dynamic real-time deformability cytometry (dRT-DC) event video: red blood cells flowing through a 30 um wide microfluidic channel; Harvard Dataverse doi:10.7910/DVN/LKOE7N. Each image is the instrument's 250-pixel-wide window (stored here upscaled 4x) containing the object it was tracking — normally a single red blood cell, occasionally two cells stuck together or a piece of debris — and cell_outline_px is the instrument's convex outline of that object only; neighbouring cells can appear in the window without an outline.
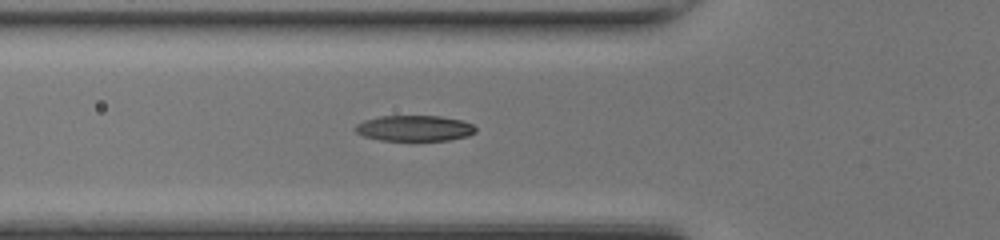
{"species": "common noctule bat (a hibernating species)", "species_latin": "Nyctalus noctula", "temperature_condition": "room temperature", "stored_images_in_passage": 38, "camera_frame_rate_fps": 3000, "um_per_image_px": 0.085, "animal": {"sex": "female", "body_mass_g": 17.0, "forearm_length_mm": 48.0}, "frame": {"image": 1, "passage_image": 9, "time_ms": 2.667, "image_size_px": [1000, 240], "cell_outline_px": [[476, 132], [468, 136], [448, 140], [380, 140], [364, 136], [356, 132], [356, 124], [364, 120], [380, 116], [440, 116], [464, 120], [472, 124], [476, 128]], "centroid_in_image_um": [35.26, 10.89], "position_along_channel_um": 90.5, "area_um2": 18.03}}
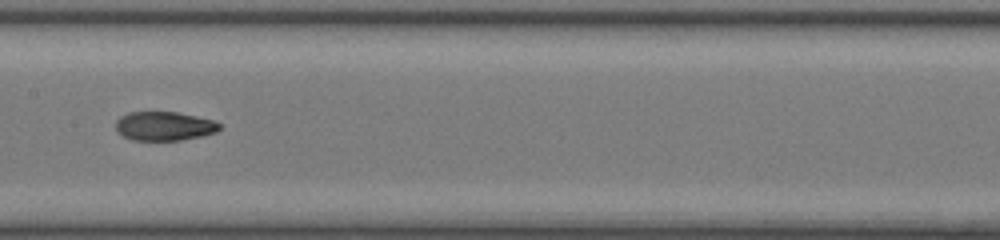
{"frame": {"image": 2, "passage_image": 16, "time_ms": 5.0, "image_size_px": [1000, 240], "cell_outline_px": [[220, 128], [216, 132], [200, 136], [180, 140], [132, 140], [116, 132], [116, 120], [120, 116], [128, 112], [176, 112], [196, 116], [212, 120], [220, 124]], "centroid_in_image_um": [13.92, 10.71], "position_along_channel_um": 193.5, "area_um2": 17.46}}
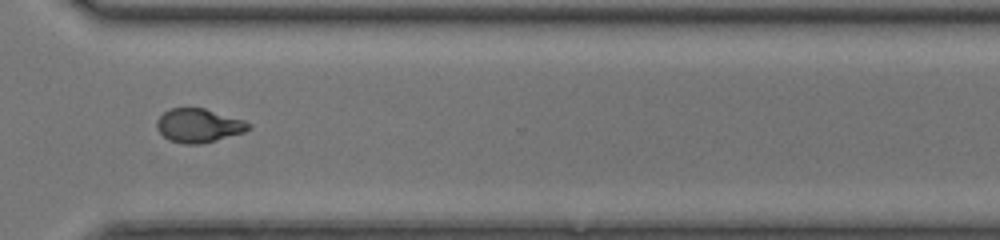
{"frame": {"image": 3, "passage_image": 27, "time_ms": 8.667, "image_size_px": [1000, 240], "cell_outline_px": [[252, 128], [244, 132], [216, 140], [200, 144], [184, 144], [168, 140], [156, 128], [156, 120], [164, 112], [172, 108], [204, 108], [244, 120], [252, 124]], "centroid_in_image_um": [16.89, 10.67], "position_along_channel_um": 353.7, "area_um2": 18.09}, "authors_computed_cell_mechanics": {"area_um2": 17.8024, "velocity_mm_per_s": 4.3886, "shape_relaxation_time_tau1_ms": 5.2753, "shape_relaxation_time_tau2_ms": 1.8811, "deformation_change_tau1": 0.2194, "deformation_change_tau2": 0.0789}}